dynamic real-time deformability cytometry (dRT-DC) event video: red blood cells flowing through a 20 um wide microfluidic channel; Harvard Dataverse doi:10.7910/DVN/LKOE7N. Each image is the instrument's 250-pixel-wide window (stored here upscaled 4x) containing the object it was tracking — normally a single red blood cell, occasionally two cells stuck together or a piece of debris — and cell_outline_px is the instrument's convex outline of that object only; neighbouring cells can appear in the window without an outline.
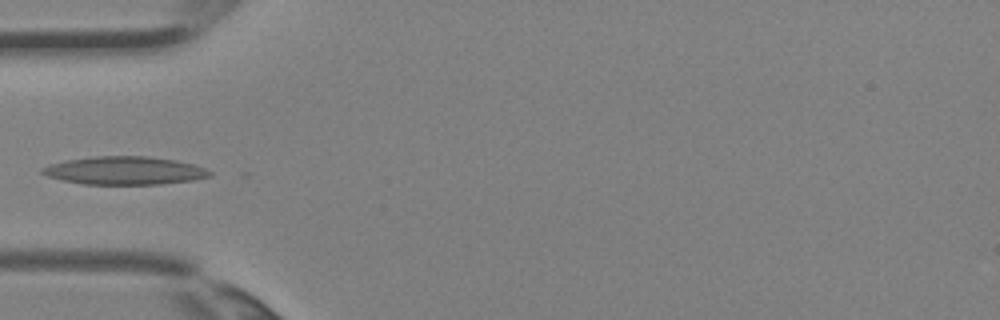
{"species": "Egyptian fruit bat (a non-hibernating species)", "species_latin": "Rousettus aegyptiacus", "temperature_condition": "room temperature", "stored_images_in_passage": 3, "camera_frame_rate_fps": 3000, "um_per_image_px": 0.085, "animal": {"sex": "female"}, "frame": {"image": 1, "passage_image": 3, "time_ms": 0.667, "image_size_px": [1000, 320], "cell_outline_px": [[212, 176], [192, 180], [160, 184], [84, 184], [64, 180], [48, 176], [40, 172], [40, 168], [52, 164], [68, 160], [96, 156], [148, 156], [176, 160], [192, 164], [204, 168], [212, 172]], "centroid_in_image_um": [10.61, 14.5], "position_along_channel_um": 74.4, "area_um2": 27.17}}